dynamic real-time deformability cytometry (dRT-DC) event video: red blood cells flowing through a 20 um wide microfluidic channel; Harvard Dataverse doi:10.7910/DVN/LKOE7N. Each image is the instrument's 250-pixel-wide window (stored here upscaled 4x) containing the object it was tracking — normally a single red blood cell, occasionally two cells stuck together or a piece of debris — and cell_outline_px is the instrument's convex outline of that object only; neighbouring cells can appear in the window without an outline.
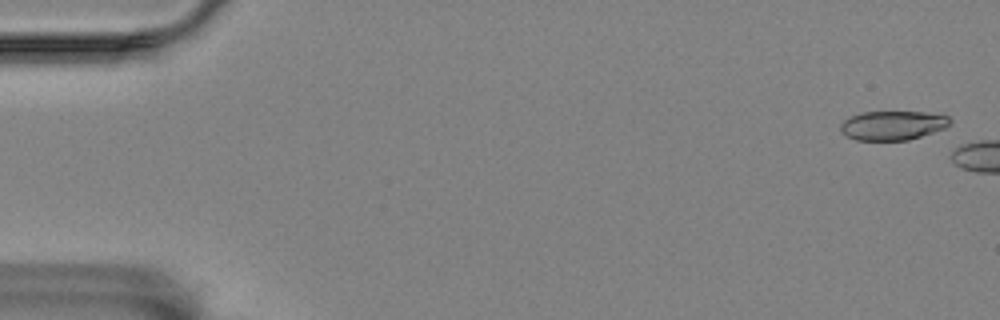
{"species": "Egyptian fruit bat (a non-hibernating species)", "species_latin": "Rousettus aegyptiacus", "temperature_condition": "room temperature", "stored_images_in_passage": 6, "camera_frame_rate_fps": 3000, "um_per_image_px": 0.085, "animal": {"sex": "female"}, "frame": {"image": 1, "passage_image": 2, "time_ms": 0.333, "image_size_px": [1000, 320], "cell_outline_px": [[952, 120], [944, 128], [908, 140], [856, 140], [840, 132], [840, 124], [844, 120], [852, 116], [864, 112], [924, 112], [948, 116]], "centroid_in_image_um": [75.85, 10.66], "position_along_channel_um": 9.1, "area_um2": 18.38}}